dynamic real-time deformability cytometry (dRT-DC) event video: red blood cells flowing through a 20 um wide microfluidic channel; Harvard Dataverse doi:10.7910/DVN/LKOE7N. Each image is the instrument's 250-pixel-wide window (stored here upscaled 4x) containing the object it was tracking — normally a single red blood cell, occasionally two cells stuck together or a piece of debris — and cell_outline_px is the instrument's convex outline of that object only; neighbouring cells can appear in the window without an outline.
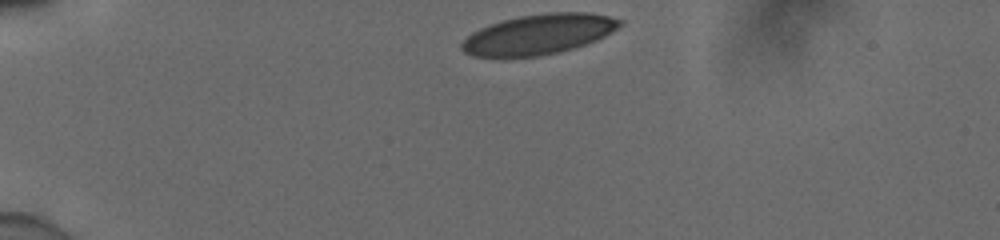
{"species": "human", "species_latin": "Homo sapiens", "temperature_condition": "cold", "stored_images_in_passage": 34, "camera_frame_rate_fps": 3000, "um_per_image_px": 0.085, "donor": {"sex": "male"}, "frame": {"image": 1, "passage_image": 1, "time_ms": 0.0, "image_size_px": [1000, 240], "cell_outline_px": [[624, 24], [604, 36], [596, 40], [572, 48], [556, 52], [536, 56], [472, 56], [464, 52], [460, 48], [460, 44], [472, 32], [480, 28], [504, 20], [520, 16], [548, 12], [588, 12], [608, 16], [624, 20]], "centroid_in_image_um": [45.8, 2.9], "position_along_channel_um": 39.2, "area_um2": 36.53}}
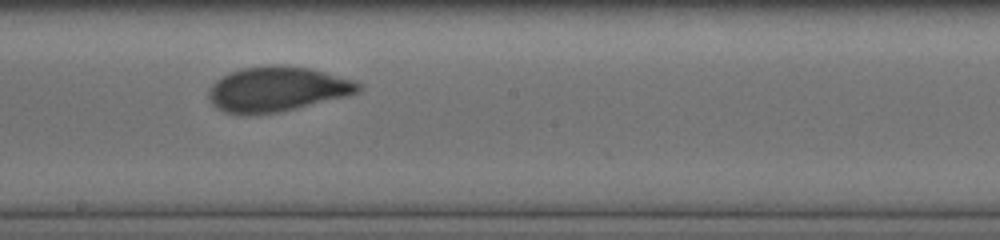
{"frame": {"image": 2, "passage_image": 20, "time_ms": 6.333, "image_size_px": [1000, 240], "cell_outline_px": [[364, 88], [348, 96], [276, 112], [248, 116], [244, 116], [224, 112], [216, 108], [208, 100], [208, 88], [216, 80], [240, 68], [272, 64], [284, 64], [308, 68], [356, 80], [364, 84]], "centroid_in_image_um": [23.54, 7.58], "position_along_channel_um": 224.7, "area_um2": 39.65}}
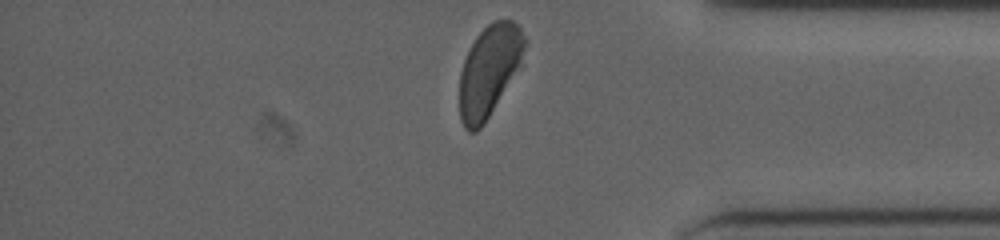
{"frame": {"image": 3, "passage_image": 34, "time_ms": 11.0, "image_size_px": [1000, 240], "cell_outline_px": [[524, 48], [520, 64], [484, 124], [476, 132], [468, 132], [464, 128], [460, 120], [460, 72], [464, 60], [476, 36], [488, 24], [496, 20], [512, 20], [520, 28], [524, 36]], "centroid_in_image_um": [41.54, 6.03], "position_along_channel_um": 393.7, "area_um2": 33.87}, "authors_computed_cell_mechanics": {"area_um2": 38.4081, "velocity_mm_per_s": 3.8784, "shape_relaxation_time_tau1_ms": 3.07, "shape_relaxation_time_tau2_ms": null, "deformation_change_tau1": 0.1359, "deformation_change_tau2": null}}